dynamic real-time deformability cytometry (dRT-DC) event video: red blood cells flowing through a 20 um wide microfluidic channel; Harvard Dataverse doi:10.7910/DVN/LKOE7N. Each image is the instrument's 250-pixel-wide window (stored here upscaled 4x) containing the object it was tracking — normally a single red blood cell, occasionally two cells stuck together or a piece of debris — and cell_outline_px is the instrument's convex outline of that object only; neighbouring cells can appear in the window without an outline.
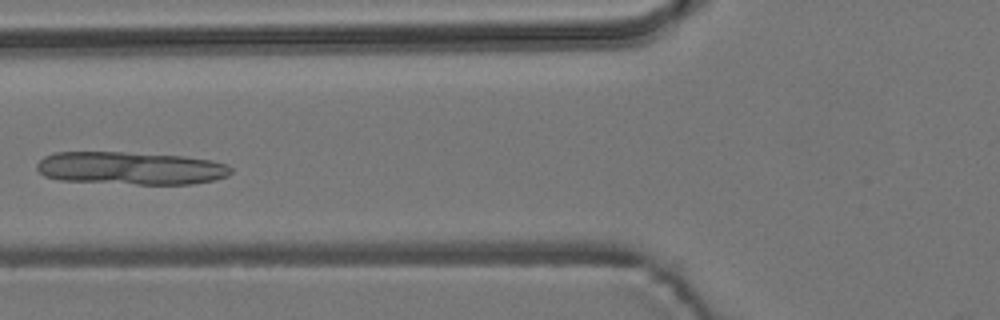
{"species": "common noctule bat (a hibernating species)", "species_latin": "Nyctalus noctula", "temperature_condition": "room temperature", "stored_images_in_passage": 6, "camera_frame_rate_fps": 3000, "um_per_image_px": 0.085, "animal": {"sex": "male", "body_mass_g": 19.2, "forearm_length_mm": 51.8}, "frame": {"image": 1, "passage_image": 6, "time_ms": 5.667, "image_size_px": [1000, 320], "cell_outline_px": [[232, 172], [228, 176], [216, 180], [192, 184], [136, 184], [60, 180], [44, 176], [36, 168], [36, 164], [44, 156], [56, 152], [124, 152], [184, 156], [212, 160], [228, 164], [232, 168]], "centroid_in_image_um": [11.14, 14.29], "position_along_channel_um": 114.7, "area_um2": 37.4}}